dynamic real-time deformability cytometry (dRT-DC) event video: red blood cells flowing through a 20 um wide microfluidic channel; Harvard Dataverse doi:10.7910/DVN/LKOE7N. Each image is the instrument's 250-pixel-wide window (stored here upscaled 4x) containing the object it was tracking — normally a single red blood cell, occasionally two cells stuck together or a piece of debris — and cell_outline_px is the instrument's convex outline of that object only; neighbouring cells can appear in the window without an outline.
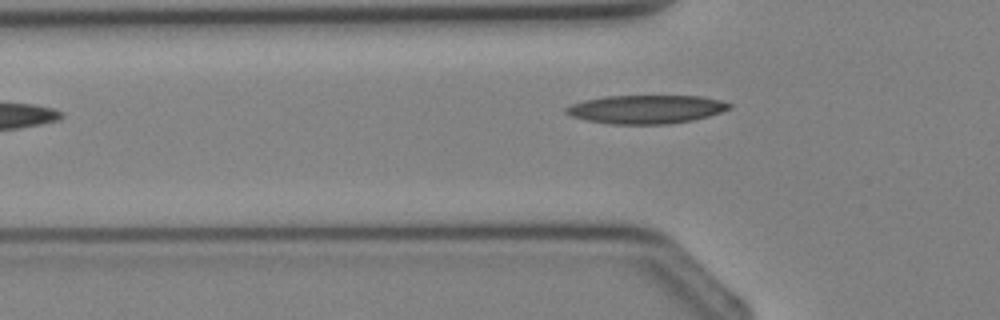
{"species": "Egyptian fruit bat (a non-hibernating species)", "species_latin": "Rousettus aegyptiacus", "temperature_condition": "cold", "stored_images_in_passage": 5, "camera_frame_rate_fps": 3000, "um_per_image_px": 0.085, "animal": {"sex": "female"}, "frame": {"image": 1, "passage_image": 5, "time_ms": 5.333, "image_size_px": [1000, 320], "cell_outline_px": [[732, 108], [708, 116], [692, 120], [668, 124], [608, 124], [588, 120], [572, 116], [564, 112], [564, 108], [572, 104], [584, 100], [604, 96], [700, 96], [720, 100], [732, 104]], "centroid_in_image_um": [54.92, 9.29], "position_along_channel_um": 70.9, "area_um2": 27.11}}